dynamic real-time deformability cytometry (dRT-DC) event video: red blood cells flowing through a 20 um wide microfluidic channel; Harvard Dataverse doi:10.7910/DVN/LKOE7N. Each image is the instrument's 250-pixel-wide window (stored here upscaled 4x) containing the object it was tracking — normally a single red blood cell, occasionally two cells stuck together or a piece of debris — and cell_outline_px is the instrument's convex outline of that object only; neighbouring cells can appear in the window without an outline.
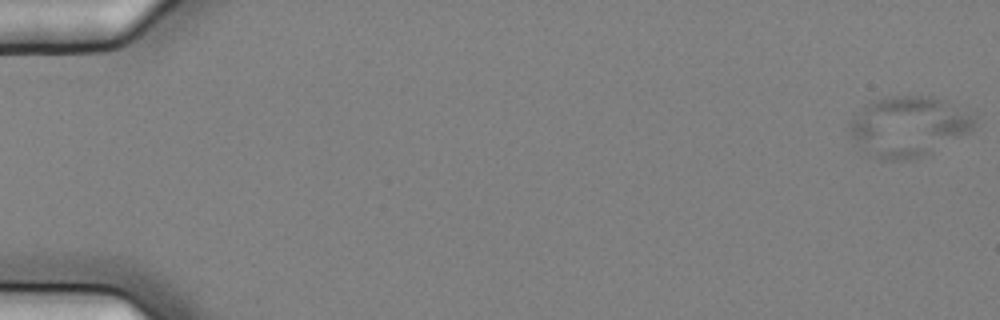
{"species": "common noctule bat (a hibernating species)", "species_latin": "Nyctalus noctula", "temperature_condition": "cold", "stored_images_in_passage": 6, "camera_frame_rate_fps": 3000, "um_per_image_px": 0.085, "animal": {"sex": "female", "body_mass_g": 25.1}, "frame": {"image": 1, "passage_image": 1, "time_ms": 0.0, "image_size_px": [1000, 320], "cell_outline_px": [[976, 120], [972, 132], [932, 152], [908, 160], [876, 160], [860, 156], [848, 132], [848, 124], [864, 104], [868, 100], [884, 96], [932, 96], [944, 100], [976, 116]], "centroid_in_image_um": [77.12, 10.78], "position_along_channel_um": 7.9, "area_um2": 45.26}}